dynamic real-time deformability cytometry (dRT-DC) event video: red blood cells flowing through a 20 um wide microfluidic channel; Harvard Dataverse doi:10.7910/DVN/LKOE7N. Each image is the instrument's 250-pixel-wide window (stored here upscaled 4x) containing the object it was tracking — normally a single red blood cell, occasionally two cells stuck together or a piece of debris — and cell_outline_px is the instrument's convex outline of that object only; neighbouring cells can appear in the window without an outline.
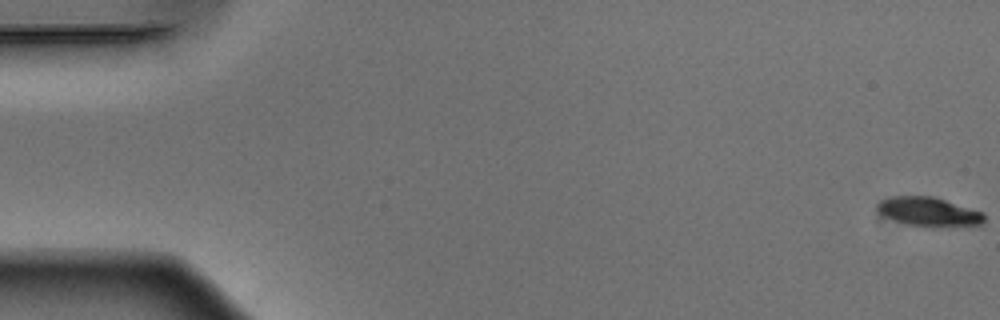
{"species": "Egyptian fruit bat (a non-hibernating species)", "species_latin": "Rousettus aegyptiacus", "temperature_condition": "warm", "stored_images_in_passage": 53, "camera_frame_rate_fps": 3000, "um_per_image_px": 0.085, "animal": {"sex": "male"}, "frame": {"image": 1, "passage_image": 1, "time_ms": 0.0, "image_size_px": [1000, 320], "cell_outline_px": [[984, 224], [908, 224], [884, 216], [876, 212], [876, 204], [880, 200], [888, 196], [932, 196], [984, 212]], "centroid_in_image_um": [78.85, 17.93], "position_along_channel_um": 6.1, "area_um2": 17.28}}
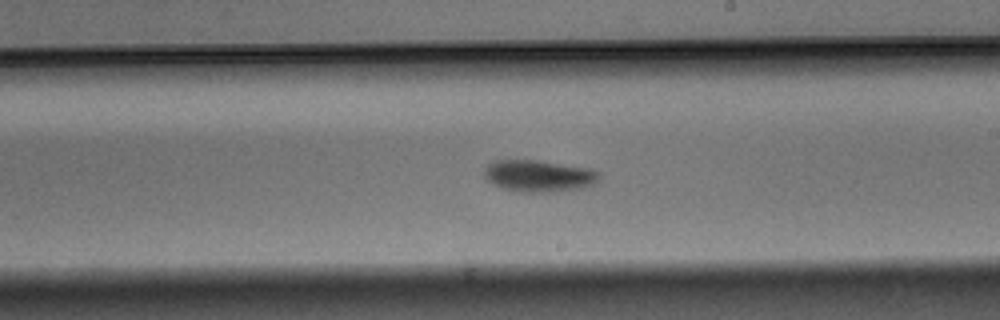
{"frame": {"image": 2, "passage_image": 31, "time_ms": 10.0, "image_size_px": [1000, 320], "cell_outline_px": [[600, 180], [596, 184], [584, 188], [552, 192], [520, 192], [504, 188], [488, 180], [484, 176], [484, 168], [492, 160], [540, 160], [592, 168], [600, 172]], "centroid_in_image_um": [45.88, 14.94], "position_along_channel_um": 243.1, "area_um2": 21.68}}
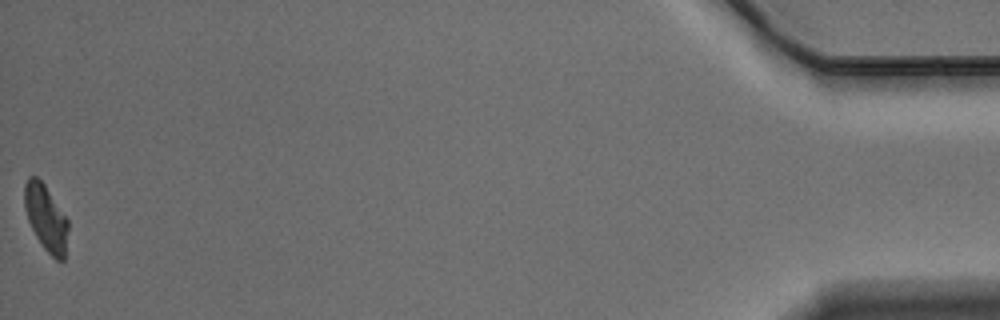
{"frame": {"image": 3, "passage_image": 53, "time_ms": 17.333, "image_size_px": [1000, 320], "cell_outline_px": [[68, 228], [64, 260], [56, 260], [44, 248], [36, 236], [28, 220], [24, 208], [24, 184], [28, 176], [36, 176], [44, 184], [68, 220]], "centroid_in_image_um": [3.89, 18.5], "position_along_channel_um": 431.3, "area_um2": 16.65}, "authors_computed_cell_mechanics": {"area_um2": 19.7676, "velocity_mm_per_s": 3.8885, "shape_relaxation_time_tau1_ms": 2.6975, "shape_relaxation_time_tau2_ms": null, "deformation_change_tau1": 0.112, "deformation_change_tau2": null}}